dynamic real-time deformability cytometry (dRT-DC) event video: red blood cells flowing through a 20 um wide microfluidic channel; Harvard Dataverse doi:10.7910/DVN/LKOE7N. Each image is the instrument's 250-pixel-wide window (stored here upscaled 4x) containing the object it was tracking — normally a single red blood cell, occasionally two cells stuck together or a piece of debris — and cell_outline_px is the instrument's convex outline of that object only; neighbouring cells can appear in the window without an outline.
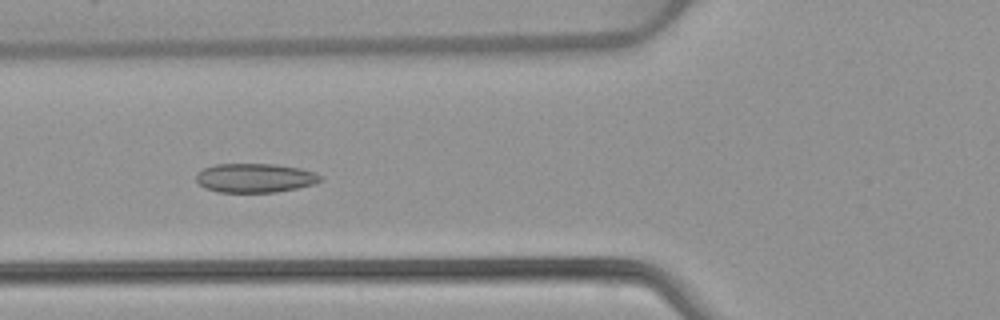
{"species": "common noctule bat (a hibernating species)", "species_latin": "Nyctalus noctula", "temperature_condition": "warm", "stored_images_in_passage": 53, "camera_frame_rate_fps": 3000, "um_per_image_px": 0.085, "animal": {"sex": "female", "body_mass_g": 22.7, "forearm_length_mm": 54.2}, "frame": {"image": 1, "passage_image": 20, "time_ms": 6.333, "image_size_px": [1000, 320], "cell_outline_px": [[324, 180], [316, 184], [276, 192], [220, 192], [204, 188], [196, 180], [196, 172], [204, 168], [216, 164], [276, 164], [300, 168], [316, 172], [324, 176]], "centroid_in_image_um": [21.72, 15.12], "position_along_channel_um": 104.1, "area_um2": 21.33}}
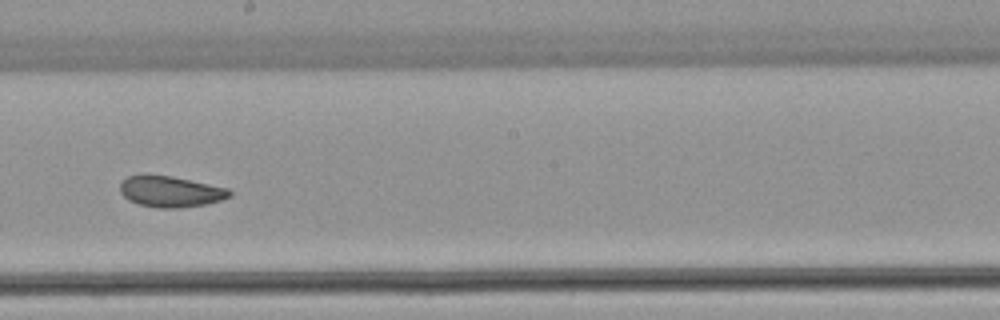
{"frame": {"image": 2, "passage_image": 30, "time_ms": 9.667, "image_size_px": [1000, 320], "cell_outline_px": [[232, 196], [208, 204], [180, 208], [156, 208], [140, 204], [128, 200], [120, 192], [120, 184], [128, 176], [144, 172], [172, 176], [228, 188], [232, 192]], "centroid_in_image_um": [14.47, 16.26], "position_along_channel_um": 233.7, "area_um2": 20.23}}
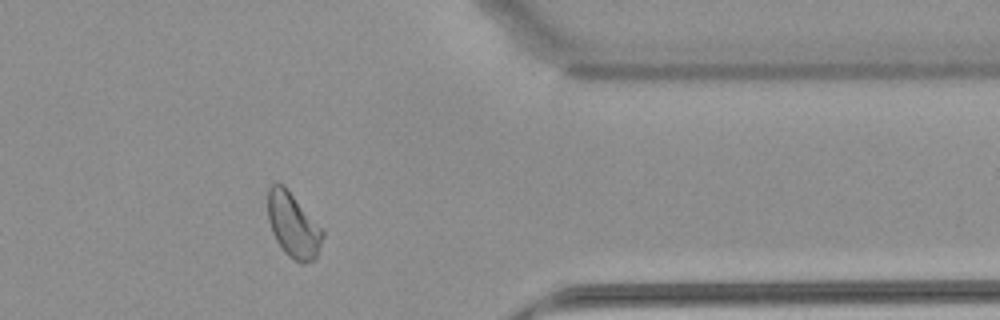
{"frame": {"image": 3, "passage_image": 43, "time_ms": 14.0, "image_size_px": [1000, 320], "cell_outline_px": [[324, 236], [316, 260], [304, 264], [300, 264], [288, 256], [284, 252], [276, 240], [272, 232], [268, 220], [268, 188], [276, 180], [284, 184], [324, 228]], "centroid_in_image_um": [24.95, 19.13], "position_along_channel_um": 386.4, "area_um2": 21.44}, "authors_computed_cell_mechanics": {"area_um2": 21.5594, "velocity_mm_per_s": 3.8926, "shape_relaxation_time_tau1_ms": 9.9516, "shape_relaxation_time_tau2_ms": 2.8204, "deformation_change_tau1": 0.1625, "deformation_change_tau2": 0.0708}}